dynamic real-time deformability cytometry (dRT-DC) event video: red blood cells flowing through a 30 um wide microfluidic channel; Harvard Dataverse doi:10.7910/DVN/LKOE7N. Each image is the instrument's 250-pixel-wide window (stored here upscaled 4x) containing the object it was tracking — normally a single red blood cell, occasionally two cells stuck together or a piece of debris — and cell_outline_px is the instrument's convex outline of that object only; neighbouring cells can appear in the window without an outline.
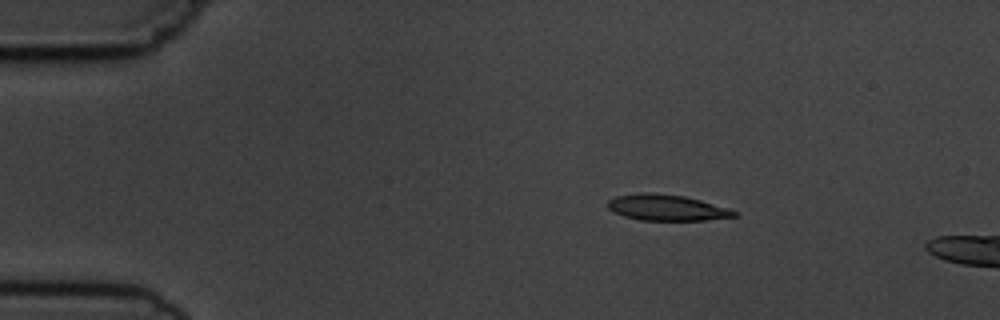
{"species": "common noctule bat (a hibernating species)", "species_latin": "Nyctalus noctula", "temperature_condition": "cold", "stored_images_in_passage": 5, "camera_frame_rate_fps": 3000, "um_per_image_px": 0.085, "animal": {"sex": "male", "body_mass_g": 19.5, "forearm_length_mm": 54.6}, "frame": {"image": 1, "passage_image": 3, "time_ms": 2.333, "image_size_px": [1000, 320], "cell_outline_px": [[740, 212], [736, 216], [708, 220], [640, 220], [624, 216], [612, 212], [608, 208], [608, 200], [616, 196], [644, 192], [648, 192], [684, 196], [700, 200], [728, 208]], "centroid_in_image_um": [56.67, 17.65], "position_along_channel_um": 28.3, "area_um2": 19.13}}